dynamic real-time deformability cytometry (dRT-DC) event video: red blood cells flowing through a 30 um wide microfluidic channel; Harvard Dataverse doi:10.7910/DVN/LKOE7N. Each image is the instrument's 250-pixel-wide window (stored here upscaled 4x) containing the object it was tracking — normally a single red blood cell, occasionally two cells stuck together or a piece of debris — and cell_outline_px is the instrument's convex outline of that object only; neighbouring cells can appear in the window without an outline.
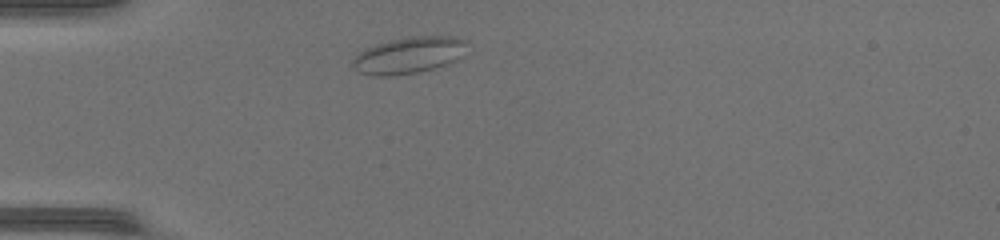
{"species": "common noctule bat (a hibernating species)", "species_latin": "Nyctalus noctula", "temperature_condition": "warm", "stored_images_in_passage": 29, "camera_frame_rate_fps": 3000, "um_per_image_px": 0.085, "animal": {"sex": "female", "body_mass_g": 17.0, "forearm_length_mm": 48.0}, "frame": {"image": 1, "passage_image": 1, "time_ms": 0.0, "image_size_px": [1000, 240], "cell_outline_px": [[468, 40], [464, 56], [456, 60], [432, 68], [416, 72], [392, 76], [372, 76], [356, 72], [352, 68], [352, 60], [364, 48], [388, 40], [412, 36], [452, 36]], "centroid_in_image_um": [34.73, 4.69], "position_along_channel_um": 50.3, "area_um2": 24.62}}
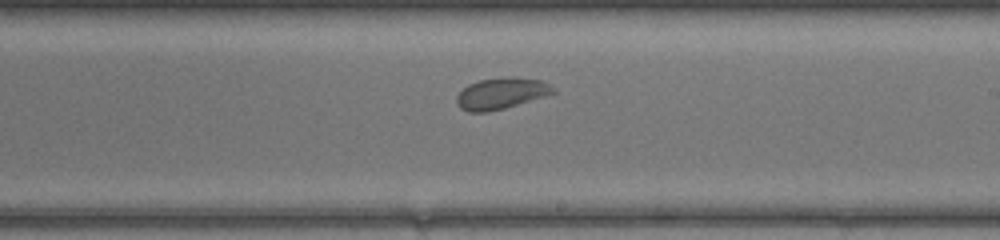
{"frame": {"image": 2, "passage_image": 16, "time_ms": 5.0, "image_size_px": [1000, 240], "cell_outline_px": [[556, 92], [548, 96], [504, 108], [488, 112], [468, 112], [460, 108], [456, 104], [456, 96], [468, 84], [480, 80], [508, 76], [540, 80], [556, 88]], "centroid_in_image_um": [42.61, 7.94], "position_along_channel_um": 246.4, "area_um2": 17.74}}
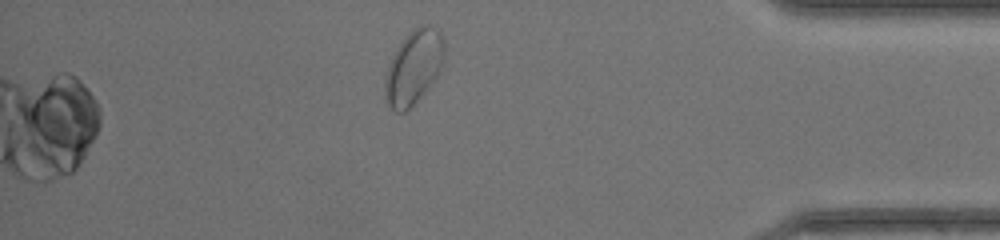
{"frame": {"image": 3, "passage_image": 29, "time_ms": 9.333, "image_size_px": [1000, 240], "cell_outline_px": [[444, 56], [440, 72], [428, 88], [404, 112], [396, 112], [388, 104], [384, 96], [384, 76], [388, 64], [392, 56], [408, 32], [412, 28], [420, 24], [428, 24], [436, 28], [440, 32], [444, 40]], "centroid_in_image_um": [35.16, 5.67], "position_along_channel_um": 400.0, "area_um2": 25.72}, "authors_computed_cell_mechanics": {"area_um2": 17.8602, "velocity_mm_per_s": 4.294, "shape_relaxation_time_tau1_ms": null, "shape_relaxation_time_tau2_ms": 0.3184, "deformation_change_tau1": null, "deformation_change_tau2": 0.0528}}